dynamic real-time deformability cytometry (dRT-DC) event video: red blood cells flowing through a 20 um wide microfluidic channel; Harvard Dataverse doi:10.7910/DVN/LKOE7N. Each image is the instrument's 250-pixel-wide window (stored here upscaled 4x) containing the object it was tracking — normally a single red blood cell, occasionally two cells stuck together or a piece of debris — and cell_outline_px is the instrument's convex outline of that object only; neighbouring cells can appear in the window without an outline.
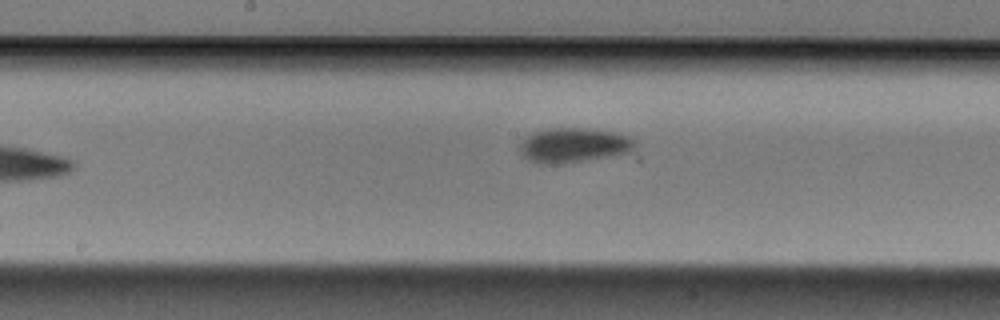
{"species": "Egyptian fruit bat (a non-hibernating species)", "species_latin": "Rousettus aegyptiacus", "temperature_condition": "cold", "stored_images_in_passage": 7, "camera_frame_rate_fps": 3000, "um_per_image_px": 0.085, "animal": {"sex": "male"}, "frame": {"image": 1, "passage_image": 7, "time_ms": 2.0, "image_size_px": [1000, 320], "cell_outline_px": [[636, 140], [632, 148], [628, 152], [608, 156], [560, 164], [544, 164], [528, 160], [520, 152], [520, 144], [532, 132], [544, 128], [588, 128], [620, 132]], "centroid_in_image_um": [48.75, 12.32], "position_along_channel_um": 199.5, "area_um2": 23.24}}